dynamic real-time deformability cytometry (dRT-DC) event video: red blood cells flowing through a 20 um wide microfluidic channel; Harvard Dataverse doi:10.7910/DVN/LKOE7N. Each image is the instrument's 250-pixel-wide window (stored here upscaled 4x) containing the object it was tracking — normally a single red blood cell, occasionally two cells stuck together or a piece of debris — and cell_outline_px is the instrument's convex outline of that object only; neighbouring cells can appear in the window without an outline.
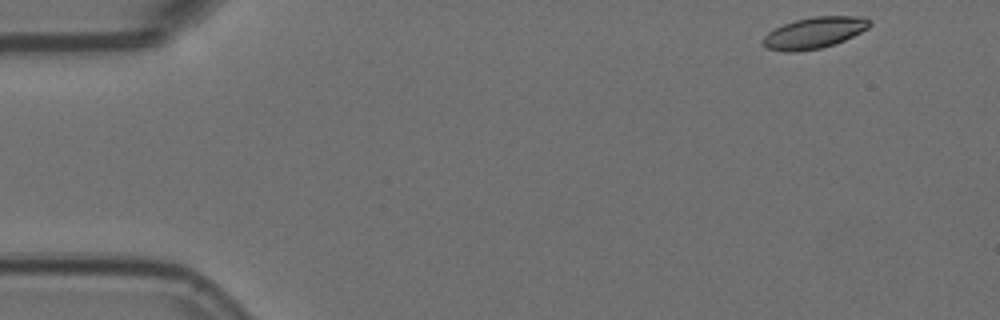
{"species": "Egyptian fruit bat (a non-hibernating species)", "species_latin": "Rousettus aegyptiacus", "temperature_condition": "room temperature", "stored_images_in_passage": 53, "camera_frame_rate_fps": 3000, "um_per_image_px": 0.085, "animal": {"sex": "female"}, "frame": {"image": 1, "passage_image": 1, "time_ms": 0.0, "image_size_px": [1000, 320], "cell_outline_px": [[872, 24], [868, 28], [844, 40], [820, 48], [792, 52], [788, 52], [768, 48], [764, 44], [764, 36], [768, 32], [784, 24], [796, 20], [812, 16], [864, 16], [872, 20]], "centroid_in_image_um": [69.26, 2.76], "position_along_channel_um": 15.7, "area_um2": 19.19}}
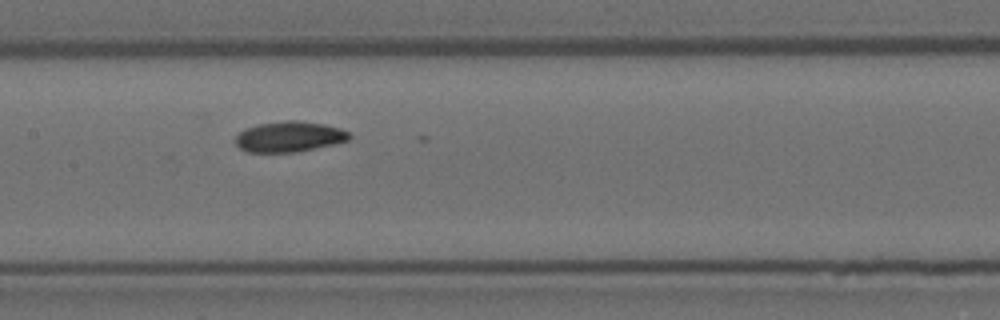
{"frame": {"image": 2, "passage_image": 24, "time_ms": 7.667, "image_size_px": [1000, 320], "cell_outline_px": [[352, 136], [348, 140], [332, 144], [296, 152], [248, 152], [240, 148], [236, 144], [236, 136], [244, 128], [260, 124], [284, 120], [300, 120], [324, 124], [340, 128], [348, 132]], "centroid_in_image_um": [24.58, 11.61], "position_along_channel_um": 182.8, "area_um2": 20.17}}
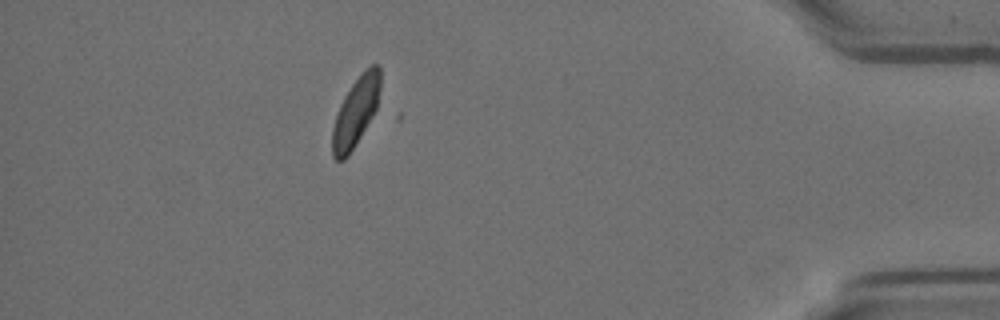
{"frame": {"image": 3, "passage_image": 47, "time_ms": 15.333, "image_size_px": [1000, 320], "cell_outline_px": [[380, 88], [376, 108], [372, 116], [348, 156], [344, 160], [336, 160], [332, 156], [332, 128], [340, 104], [344, 96], [352, 84], [372, 64], [380, 64]], "centroid_in_image_um": [30.22, 9.52], "position_along_channel_um": 405.0, "area_um2": 18.84}, "authors_computed_cell_mechanics": {"area_um2": 19.5364, "velocity_mm_per_s": 3.5438, "shape_relaxation_time_tau1_ms": 0.7043, "shape_relaxation_time_tau2_ms": null, "deformation_change_tau1": 0.2959, "deformation_change_tau2": null}}